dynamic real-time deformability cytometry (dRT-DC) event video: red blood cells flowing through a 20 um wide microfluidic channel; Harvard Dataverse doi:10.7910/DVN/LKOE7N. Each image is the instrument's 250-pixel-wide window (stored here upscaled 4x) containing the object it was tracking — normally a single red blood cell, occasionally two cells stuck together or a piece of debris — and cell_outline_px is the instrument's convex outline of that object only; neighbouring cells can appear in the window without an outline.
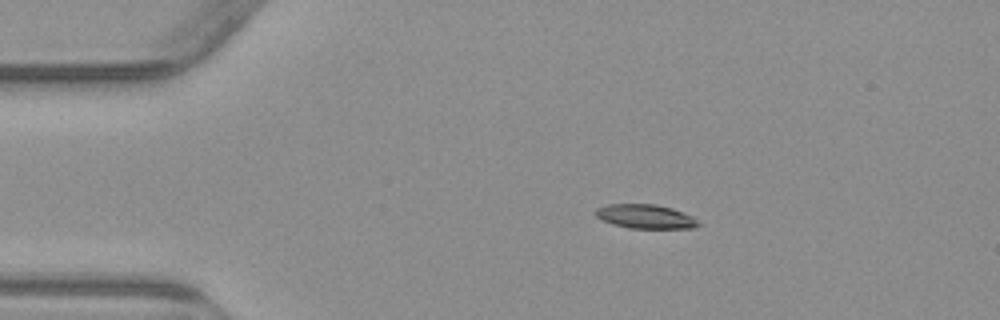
{"species": "common noctule bat (a hibernating species)", "species_latin": "Nyctalus noctula", "temperature_condition": "warm", "stored_images_in_passage": 2, "camera_frame_rate_fps": 3000, "um_per_image_px": 0.085, "animal": {"sex": "male", "body_mass_g": 23.1, "forearm_length_mm": 52.7}, "frame": {"image": 1, "passage_image": 1, "time_ms": 0.0, "image_size_px": [1000, 320], "cell_outline_px": [[700, 224], [696, 228], [628, 228], [612, 224], [600, 220], [596, 216], [596, 208], [608, 204], [656, 204], [672, 208], [684, 212], [692, 216]], "centroid_in_image_um": [54.85, 18.4], "position_along_channel_um": 30.1, "area_um2": 14.51}}